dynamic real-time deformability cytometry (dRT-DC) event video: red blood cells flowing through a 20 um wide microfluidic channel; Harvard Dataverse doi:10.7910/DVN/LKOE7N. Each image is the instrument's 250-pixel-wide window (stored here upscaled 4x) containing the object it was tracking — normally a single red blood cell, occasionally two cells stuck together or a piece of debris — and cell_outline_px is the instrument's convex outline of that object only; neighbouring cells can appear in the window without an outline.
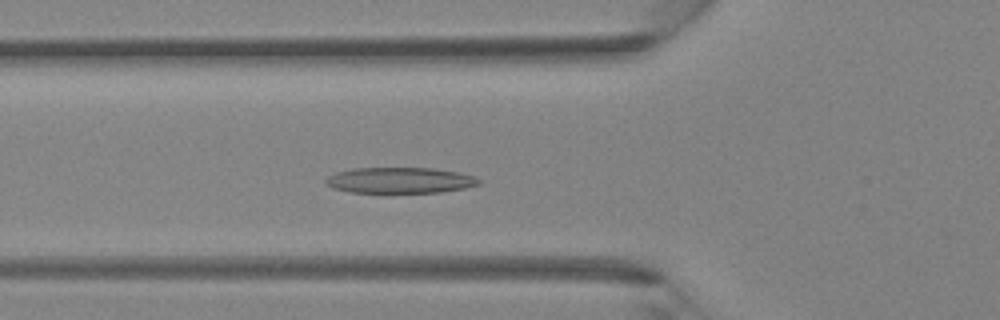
{"species": "Egyptian fruit bat (a non-hibernating species)", "species_latin": "Rousettus aegyptiacus", "temperature_condition": "room temperature", "stored_images_in_passage": 41, "camera_frame_rate_fps": 3000, "um_per_image_px": 0.085, "animal": {"sex": "female"}, "frame": {"image": 1, "passage_image": 14, "time_ms": 4.333, "image_size_px": [1000, 320], "cell_outline_px": [[484, 180], [480, 184], [464, 188], [440, 192], [352, 192], [332, 188], [324, 184], [324, 180], [328, 176], [336, 172], [352, 168], [432, 168], [456, 172], [476, 176]], "centroid_in_image_um": [33.99, 15.32], "position_along_channel_um": 91.8, "area_um2": 23.12}}
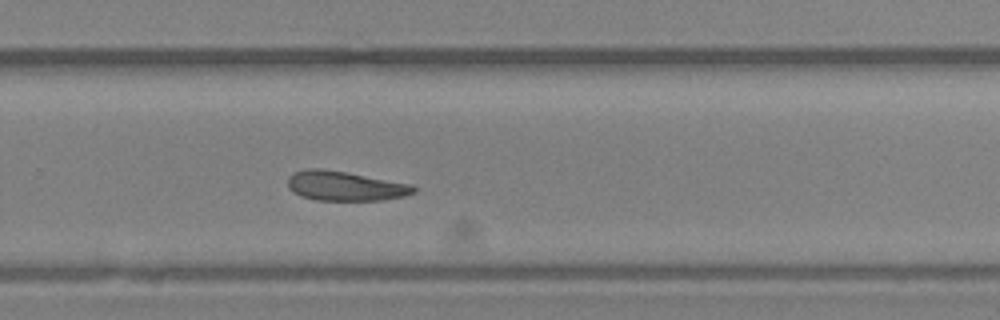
{"frame": {"image": 2, "passage_image": 27, "time_ms": 8.667, "image_size_px": [1000, 320], "cell_outline_px": [[416, 192], [404, 196], [384, 200], [316, 200], [300, 196], [288, 188], [288, 176], [292, 172], [304, 168], [320, 168], [344, 172], [412, 184], [416, 188]], "centroid_in_image_um": [29.3, 15.8], "position_along_channel_um": 300.5, "area_um2": 21.73}}
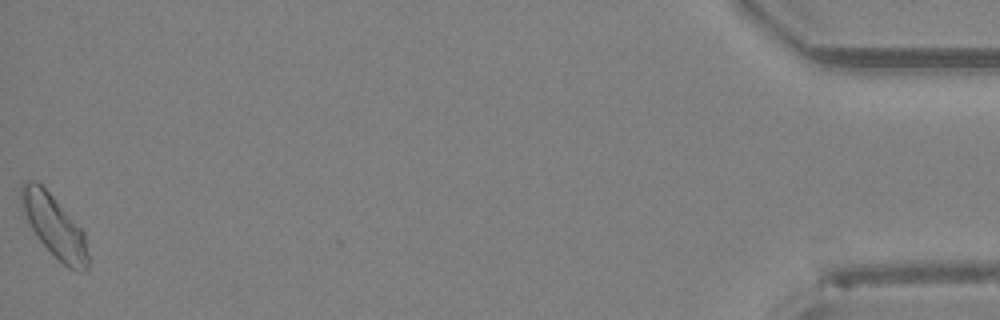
{"frame": {"image": 3, "passage_image": 41, "time_ms": 13.333, "image_size_px": [1000, 320], "cell_outline_px": [[88, 268], [84, 272], [80, 272], [68, 268], [40, 240], [32, 228], [20, 208], [20, 184], [28, 180], [36, 180], [52, 196], [84, 232], [88, 256]], "centroid_in_image_um": [4.59, 19.2], "position_along_channel_um": 430.6, "area_um2": 23.7}}